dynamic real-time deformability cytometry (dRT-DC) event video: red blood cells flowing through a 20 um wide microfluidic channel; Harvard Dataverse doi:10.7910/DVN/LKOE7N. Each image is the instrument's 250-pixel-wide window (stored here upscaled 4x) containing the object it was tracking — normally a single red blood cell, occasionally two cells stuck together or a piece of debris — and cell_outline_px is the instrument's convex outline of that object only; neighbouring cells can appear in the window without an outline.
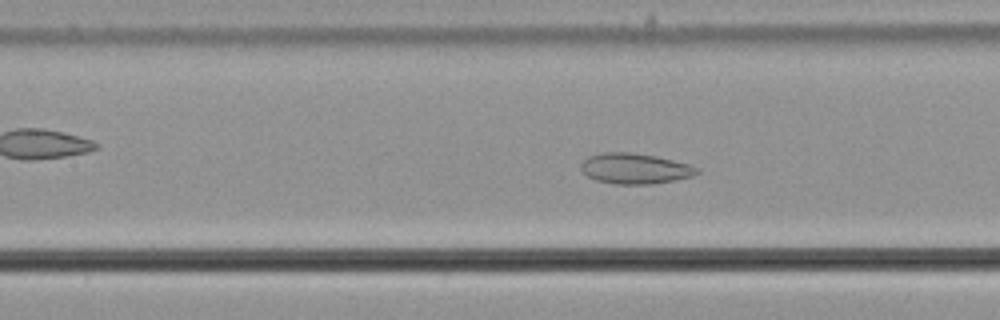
{"species": "common noctule bat (a hibernating species)", "species_latin": "Nyctalus noctula", "temperature_condition": "cold", "stored_images_in_passage": 58, "camera_frame_rate_fps": 3000, "um_per_image_px": 0.085, "animal": {"sex": "male", "body_mass_g": 21.5, "forearm_length_mm": 52.0}, "frame": {"image": 1, "passage_image": 26, "time_ms": 8.333, "image_size_px": [1000, 320], "cell_outline_px": [[700, 172], [692, 176], [652, 184], [616, 184], [596, 180], [588, 176], [580, 168], [580, 164], [588, 156], [604, 152], [632, 152], [656, 156], [688, 164], [700, 168]], "centroid_in_image_um": [53.96, 14.32], "position_along_channel_um": 153.4, "area_um2": 20.58}}
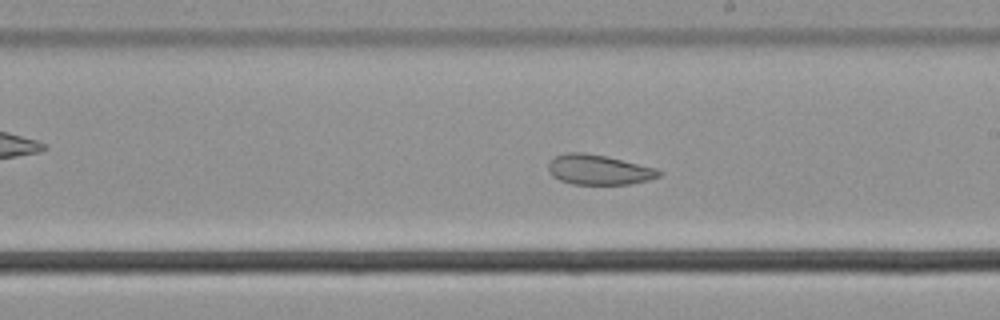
{"frame": {"image": 2, "passage_image": 33, "time_ms": 10.667, "image_size_px": [1000, 320], "cell_outline_px": [[664, 172], [660, 176], [648, 180], [628, 184], [572, 184], [560, 180], [552, 176], [548, 168], [548, 164], [556, 156], [564, 152], [584, 152], [604, 156], [656, 168]], "centroid_in_image_um": [50.89, 14.43], "position_along_channel_um": 238.1, "area_um2": 19.19}}
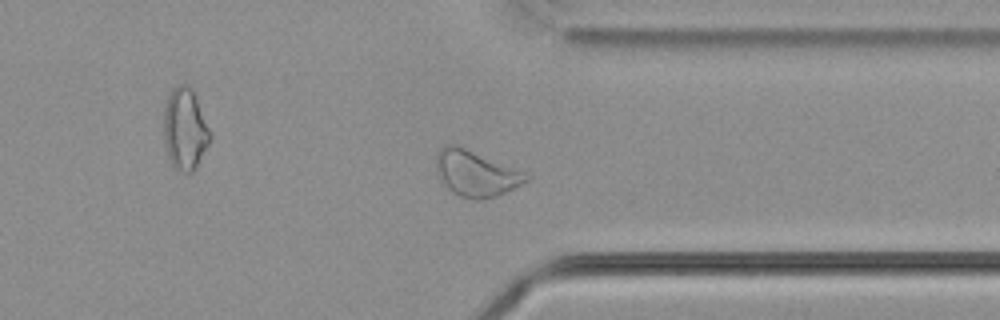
{"frame": {"image": 3, "passage_image": 44, "time_ms": 14.333, "image_size_px": [1000, 320], "cell_outline_px": [[532, 176], [528, 180], [496, 196], [480, 200], [472, 200], [460, 196], [452, 192], [440, 180], [436, 168], [436, 156], [440, 148], [444, 144], [456, 144]], "centroid_in_image_um": [40.39, 14.74], "position_along_channel_um": 371.0, "area_um2": 23.64}, "authors_computed_cell_mechanics": {"area_um2": 27.3683, "velocity_mm_per_s": 3.6381, "shape_relaxation_time_tau1_ms": null, "shape_relaxation_time_tau2_ms": 2.7043, "deformation_change_tau1": null, "deformation_change_tau2": 0.0841}}